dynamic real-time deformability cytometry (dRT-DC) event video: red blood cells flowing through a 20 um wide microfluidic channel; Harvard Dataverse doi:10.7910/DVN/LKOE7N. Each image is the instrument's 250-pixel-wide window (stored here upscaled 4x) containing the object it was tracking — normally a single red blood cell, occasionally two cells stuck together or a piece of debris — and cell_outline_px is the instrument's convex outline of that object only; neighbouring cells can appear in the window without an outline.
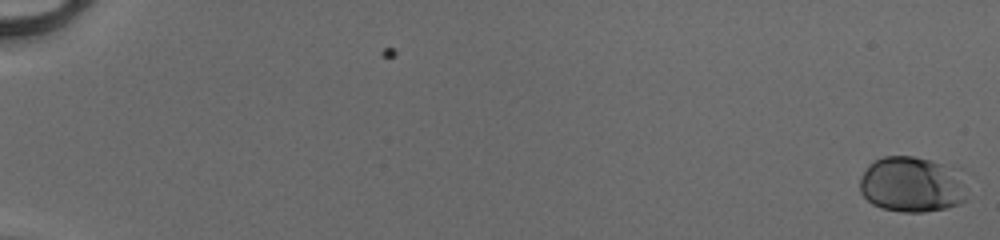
{"species": "human", "species_latin": "Homo sapiens", "temperature_condition": "cold", "stored_images_in_passage": 53, "camera_frame_rate_fps": 3000, "um_per_image_px": 0.085, "donor": {"sex": "male"}, "frame": {"image": 1, "passage_image": 1, "time_ms": 0.0, "image_size_px": [1000, 240], "cell_outline_px": [[964, 200], [960, 204], [944, 208], [924, 212], [904, 212], [880, 208], [872, 204], [860, 192], [860, 176], [868, 164], [884, 156], [912, 156], [928, 160], [940, 164], [956, 180]], "centroid_in_image_um": [77.28, 15.72], "position_along_channel_um": 7.7, "area_um2": 33.06}}
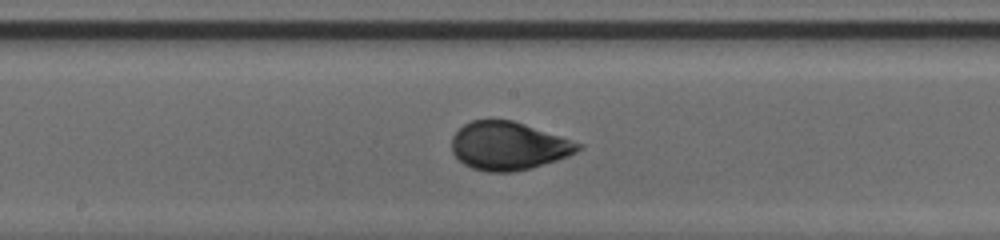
{"frame": {"image": 2, "passage_image": 31, "time_ms": 10.0, "image_size_px": [1000, 240], "cell_outline_px": [[584, 148], [568, 156], [556, 160], [528, 168], [512, 172], [488, 172], [472, 168], [464, 164], [452, 152], [452, 136], [464, 124], [472, 120], [512, 120], [584, 144]], "centroid_in_image_um": [43.22, 12.4], "position_along_channel_um": 205.0, "area_um2": 35.2}}
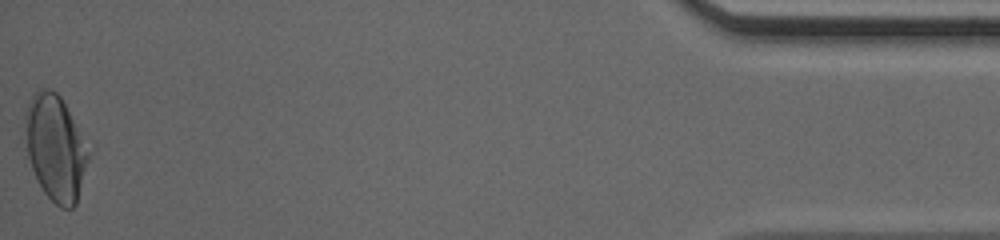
{"frame": {"image": 3, "passage_image": 53, "time_ms": 17.333, "image_size_px": [1000, 240], "cell_outline_px": [[88, 160], [76, 204], [72, 208], [60, 208], [44, 192], [36, 180], [28, 156], [24, 128], [24, 112], [32, 96], [36, 92], [44, 88], [52, 88], [60, 96], [88, 152]], "centroid_in_image_um": [4.65, 12.58], "position_along_channel_um": 430.5, "area_um2": 38.03}, "authors_computed_cell_mechanics": {"area_um2": 34.7956, "velocity_mm_per_s": 4.1494, "shape_relaxation_time_tau1_ms": 5.7182, "shape_relaxation_time_tau2_ms": null, "deformation_change_tau1": 0.1748, "deformation_change_tau2": null}}